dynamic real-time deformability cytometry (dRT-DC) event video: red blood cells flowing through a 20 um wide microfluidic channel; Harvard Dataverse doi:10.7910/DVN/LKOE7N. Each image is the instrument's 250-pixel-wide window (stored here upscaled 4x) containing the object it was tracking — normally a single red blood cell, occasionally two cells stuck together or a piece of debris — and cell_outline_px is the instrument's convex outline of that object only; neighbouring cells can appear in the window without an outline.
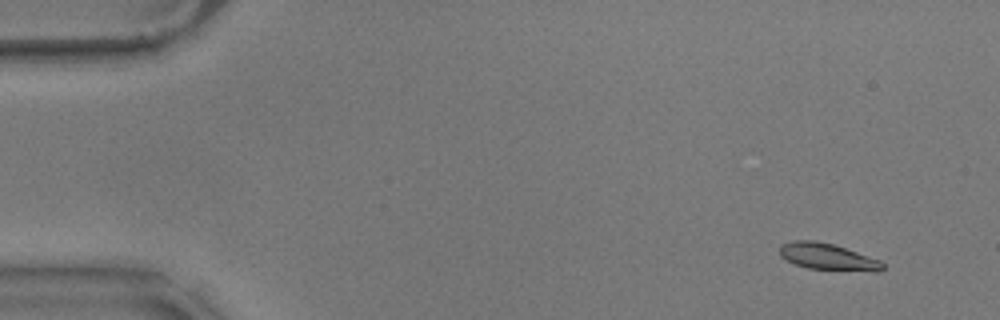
{"species": "common noctule bat (a hibernating species)", "species_latin": "Nyctalus noctula", "temperature_condition": "warm", "stored_images_in_passage": 17, "camera_frame_rate_fps": 3000, "um_per_image_px": 0.085, "animal": {"sex": "male", "body_mass_g": 17.9}, "frame": {"image": 1, "passage_image": 4, "time_ms": 1.0, "image_size_px": [1000, 320], "cell_outline_px": [[884, 268], [880, 272], [876, 272], [808, 268], [796, 264], [780, 256], [780, 244], [792, 240], [816, 240], [832, 244], [880, 260], [884, 264]], "centroid_in_image_um": [70.36, 21.82], "position_along_channel_um": 14.6, "area_um2": 15.9}}
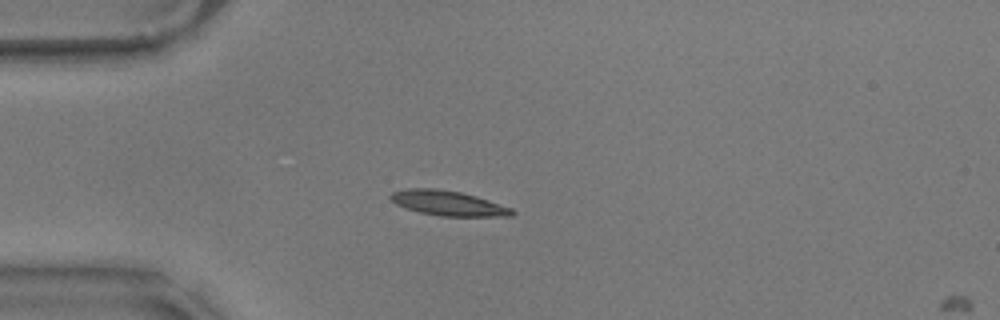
{"frame": {"image": 2, "passage_image": 15, "time_ms": 4.667, "image_size_px": [1000, 320], "cell_outline_px": [[516, 212], [512, 216], [440, 216], [420, 212], [396, 204], [388, 196], [392, 192], [408, 188], [436, 188], [460, 192], [476, 196], [512, 208]], "centroid_in_image_um": [38.1, 17.26], "position_along_channel_um": 46.9, "area_um2": 17.51}}